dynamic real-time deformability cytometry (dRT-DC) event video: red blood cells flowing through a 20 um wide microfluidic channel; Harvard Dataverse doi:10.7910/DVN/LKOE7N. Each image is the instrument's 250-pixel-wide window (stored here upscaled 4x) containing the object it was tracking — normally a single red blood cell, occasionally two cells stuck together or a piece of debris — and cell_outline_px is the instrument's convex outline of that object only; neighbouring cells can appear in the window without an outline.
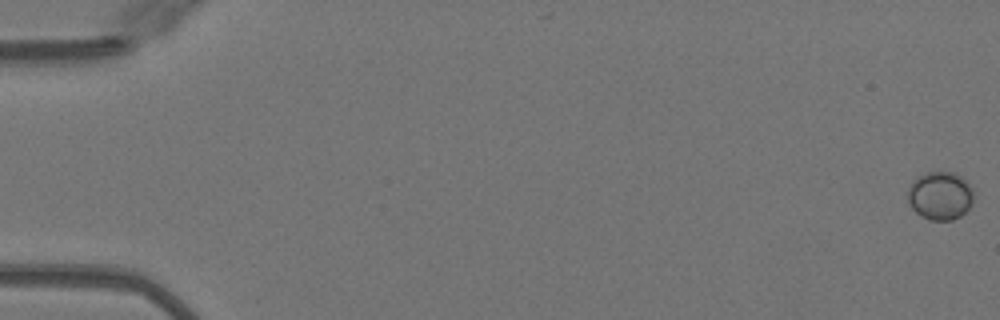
{"species": "Egyptian fruit bat (a non-hibernating species)", "species_latin": "Rousettus aegyptiacus", "temperature_condition": "warm", "stored_images_in_passage": 51, "camera_frame_rate_fps": 3000, "um_per_image_px": 0.085, "animal": {"sex": "female"}, "frame": {"image": 1, "passage_image": 1, "time_ms": 0.0, "image_size_px": [1000, 320], "cell_outline_px": [[972, 204], [960, 216], [952, 220], [928, 220], [920, 216], [908, 204], [908, 188], [912, 180], [916, 176], [924, 172], [952, 172], [960, 176], [972, 188]], "centroid_in_image_um": [79.86, 16.63], "position_along_channel_um": 5.1, "area_um2": 18.61}}
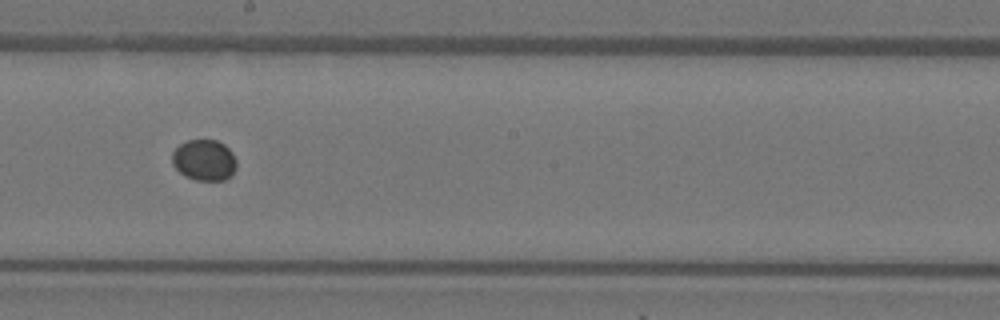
{"frame": {"image": 2, "passage_image": 30, "time_ms": 9.667, "image_size_px": [1000, 320], "cell_outline_px": [[236, 168], [232, 176], [224, 180], [196, 180], [184, 176], [172, 164], [172, 152], [180, 144], [188, 140], [216, 140], [224, 144], [232, 152], [236, 160]], "centroid_in_image_um": [17.37, 13.62], "position_along_channel_um": 230.8, "area_um2": 15.49}}
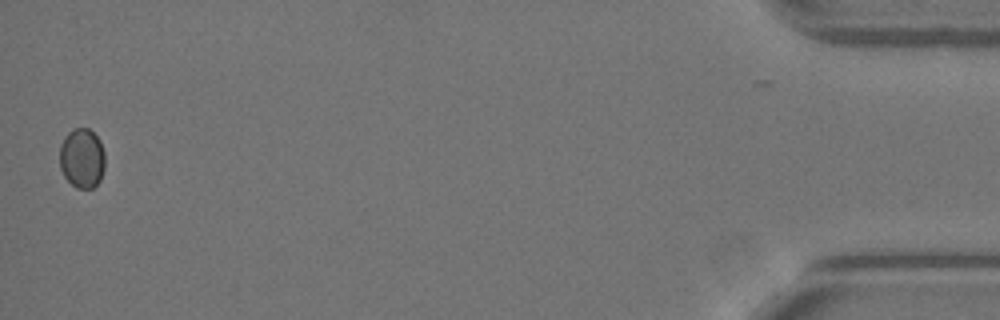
{"frame": {"image": 3, "passage_image": 51, "time_ms": 16.667, "image_size_px": [1000, 320], "cell_outline_px": [[104, 168], [100, 180], [92, 188], [76, 188], [64, 176], [60, 168], [60, 144], [64, 136], [72, 128], [88, 128], [100, 140], [104, 152]], "centroid_in_image_um": [6.96, 13.43], "position_along_channel_um": 428.2, "area_um2": 15.84}}